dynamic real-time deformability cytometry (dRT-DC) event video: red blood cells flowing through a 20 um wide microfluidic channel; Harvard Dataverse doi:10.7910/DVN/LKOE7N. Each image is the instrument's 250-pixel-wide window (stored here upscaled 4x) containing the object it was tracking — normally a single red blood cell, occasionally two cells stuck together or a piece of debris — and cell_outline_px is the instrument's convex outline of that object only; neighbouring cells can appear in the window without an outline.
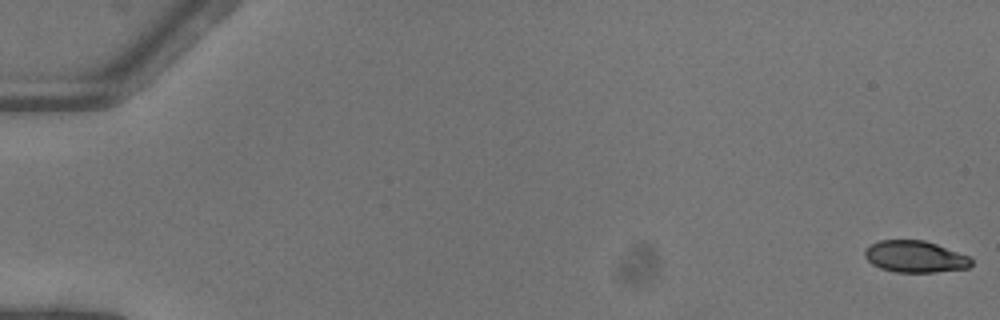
{"species": "common noctule bat (a hibernating species)", "species_latin": "Nyctalus noctula", "temperature_condition": "warm", "stored_images_in_passage": 52, "camera_frame_rate_fps": 3000, "um_per_image_px": 0.085, "animal": {"sex": "female"}, "frame": {"image": 1, "passage_image": 1, "time_ms": 0.0, "image_size_px": [1000, 320], "cell_outline_px": [[972, 264], [968, 268], [936, 272], [896, 272], [880, 268], [872, 264], [864, 256], [864, 252], [872, 244], [880, 240], [924, 240], [936, 244], [968, 256], [972, 260]], "centroid_in_image_um": [77.78, 21.82], "position_along_channel_um": 7.2, "area_um2": 19.48}}
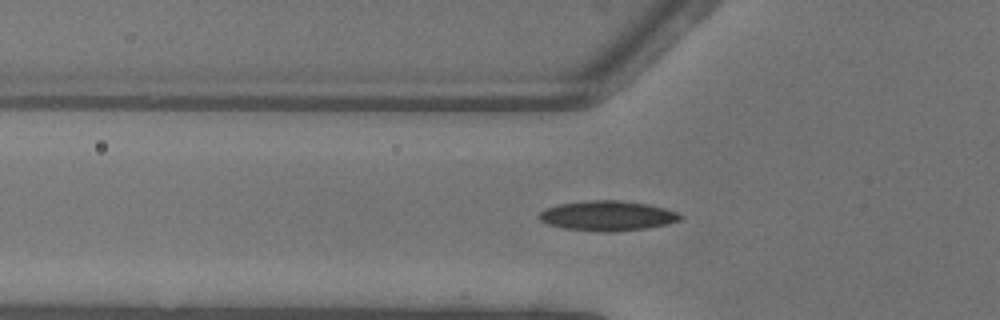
{"frame": {"image": 2, "passage_image": 19, "time_ms": 6.0, "image_size_px": [1000, 320], "cell_outline_px": [[684, 216], [680, 220], [668, 224], [648, 228], [608, 232], [604, 232], [564, 228], [548, 224], [540, 220], [540, 212], [544, 208], [560, 204], [588, 200], [620, 200], [648, 204], [664, 208], [676, 212]], "centroid_in_image_um": [51.66, 18.34], "position_along_channel_um": 74.1, "area_um2": 24.57}}
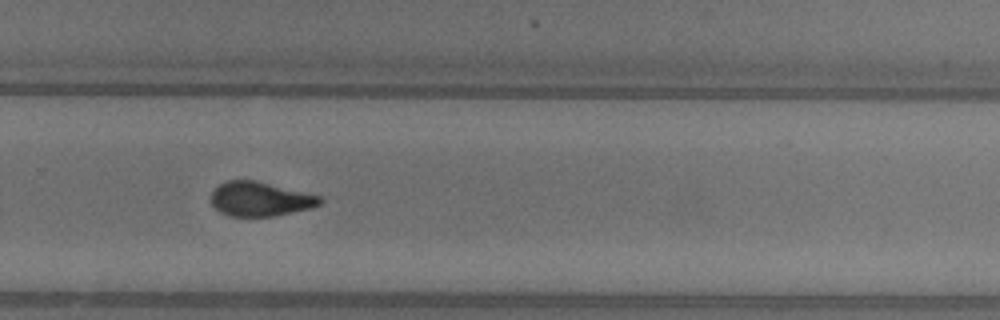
{"frame": {"image": 3, "passage_image": 36, "time_ms": 11.667, "image_size_px": [1000, 320], "cell_outline_px": [[324, 200], [320, 204], [312, 208], [272, 216], [228, 216], [220, 212], [212, 204], [212, 192], [220, 184], [228, 180], [256, 180], [324, 196]], "centroid_in_image_um": [22.17, 16.91], "position_along_channel_um": 307.6, "area_um2": 21.91}, "authors_computed_cell_mechanics": {"area_um2": 21.8484, "velocity_mm_per_s": 4.1225, "shape_relaxation_time_tau1_ms": 3.8573, "shape_relaxation_time_tau2_ms": 2.265, "deformation_change_tau1": 0.1562, "deformation_change_tau2": 0.0688}}